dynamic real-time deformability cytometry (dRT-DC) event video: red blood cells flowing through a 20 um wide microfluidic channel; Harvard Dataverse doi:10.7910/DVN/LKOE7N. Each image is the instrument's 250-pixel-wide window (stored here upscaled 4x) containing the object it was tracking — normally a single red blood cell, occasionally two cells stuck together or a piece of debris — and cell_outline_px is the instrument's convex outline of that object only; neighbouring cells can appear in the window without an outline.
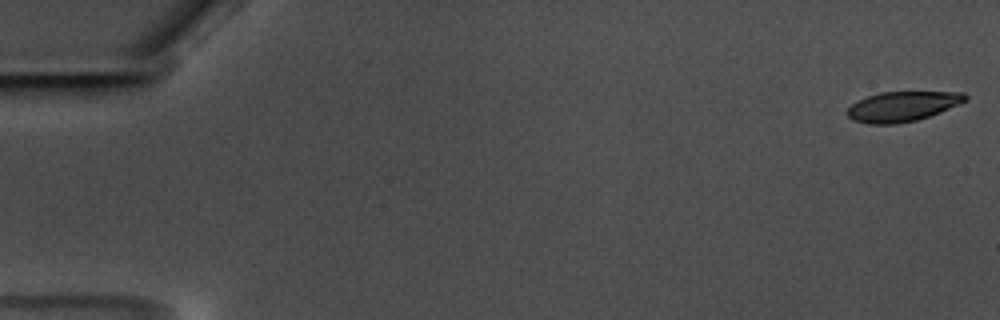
{"species": "common noctule bat (a hibernating species)", "species_latin": "Nyctalus noctula", "temperature_condition": "warm", "stored_images_in_passage": 59, "camera_frame_rate_fps": 3000, "um_per_image_px": 0.085, "animal": {"sex": "male", "body_mass_g": 17.5, "forearm_length_mm": 52.3}, "frame": {"image": 1, "passage_image": 1, "time_ms": 0.0, "image_size_px": [1000, 320], "cell_outline_px": [[968, 100], [960, 104], [940, 112], [916, 120], [896, 124], [868, 124], [852, 120], [848, 116], [848, 108], [852, 104], [868, 96], [880, 92], [964, 92], [968, 96]], "centroid_in_image_um": [76.73, 9.04], "position_along_channel_um": 8.3, "area_um2": 20.52}}
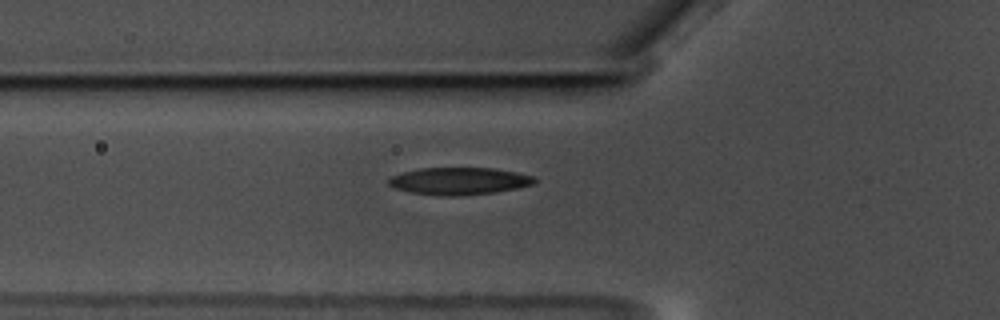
{"frame": {"image": 2, "passage_image": 21, "time_ms": 6.667, "image_size_px": [1000, 320], "cell_outline_px": [[536, 184], [496, 192], [456, 196], [448, 196], [412, 192], [396, 188], [388, 184], [388, 180], [392, 176], [404, 172], [420, 168], [492, 168], [516, 172], [536, 176]], "centroid_in_image_um": [39.09, 15.38], "position_along_channel_um": 86.7, "area_um2": 23.0}}
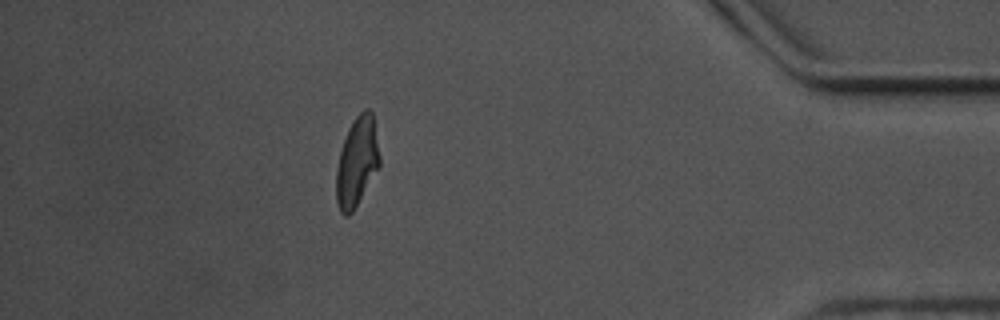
{"frame": {"image": 3, "passage_image": 52, "time_ms": 17.0, "image_size_px": [1000, 320], "cell_outline_px": [[380, 164], [352, 212], [348, 216], [344, 216], [340, 212], [336, 200], [336, 168], [340, 152], [348, 128], [356, 116], [364, 108], [368, 108], [372, 112], [380, 156]], "centroid_in_image_um": [30.32, 13.74], "position_along_channel_um": 404.9, "area_um2": 22.31}, "authors_computed_cell_mechanics": {"area_um2": 22.542, "velocity_mm_per_s": 3.498, "shape_relaxation_time_tau1_ms": 5.0608, "shape_relaxation_time_tau2_ms": 2.4629, "deformation_change_tau1": 0.1744, "deformation_change_tau2": 0.1017}}